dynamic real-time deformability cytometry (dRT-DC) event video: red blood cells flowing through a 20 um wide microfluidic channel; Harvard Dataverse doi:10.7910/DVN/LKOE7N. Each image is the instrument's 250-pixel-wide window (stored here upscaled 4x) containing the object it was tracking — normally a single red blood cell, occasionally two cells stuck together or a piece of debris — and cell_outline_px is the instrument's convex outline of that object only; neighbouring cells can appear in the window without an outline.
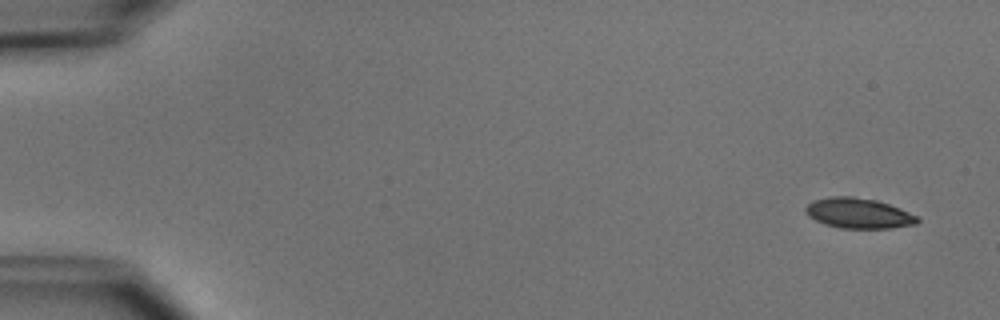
{"species": "common noctule bat (a hibernating species)", "species_latin": "Nyctalus noctula", "temperature_condition": "cold", "stored_images_in_passage": 4, "camera_frame_rate_fps": 3000, "um_per_image_px": 0.085, "animal": {"sex": "male", "body_mass_g": 15.6}, "frame": {"image": 1, "passage_image": 1, "time_ms": 0.0, "image_size_px": [1000, 320], "cell_outline_px": [[920, 220], [916, 224], [888, 228], [840, 228], [824, 224], [808, 216], [804, 208], [812, 200], [828, 196], [852, 196], [876, 200], [900, 208], [920, 216]], "centroid_in_image_um": [72.98, 18.11], "position_along_channel_um": 12.0, "area_um2": 19.88}}
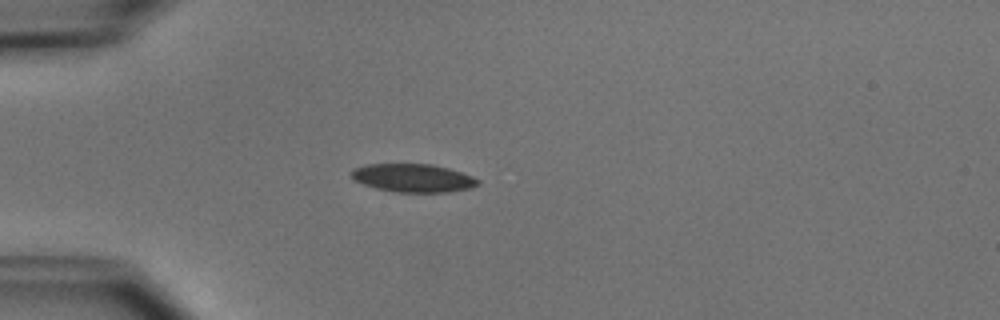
{"frame": {"image": 2, "passage_image": 4, "time_ms": 4.0, "image_size_px": [1000, 320], "cell_outline_px": [[480, 184], [472, 188], [448, 192], [396, 192], [376, 188], [364, 184], [356, 180], [352, 176], [352, 168], [364, 164], [432, 164], [448, 168], [472, 176], [480, 180]], "centroid_in_image_um": [35.14, 15.12], "position_along_channel_um": 49.9, "area_um2": 20.81}}